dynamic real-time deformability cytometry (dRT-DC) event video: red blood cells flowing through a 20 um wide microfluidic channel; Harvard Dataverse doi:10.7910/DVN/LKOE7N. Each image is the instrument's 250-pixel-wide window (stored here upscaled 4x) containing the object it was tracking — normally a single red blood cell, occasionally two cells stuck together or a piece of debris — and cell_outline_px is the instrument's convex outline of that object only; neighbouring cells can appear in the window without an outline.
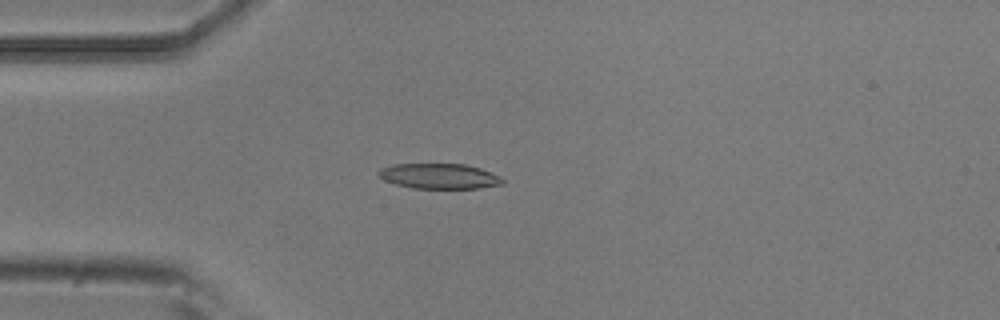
{"species": "common noctule bat (a hibernating species)", "species_latin": "Nyctalus noctula", "temperature_condition": "room temperature", "stored_images_in_passage": 3, "camera_frame_rate_fps": 3000, "um_per_image_px": 0.085, "animal": {"sex": "male", "body_mass_g": 20.5, "forearm_length_mm": 52.5}, "frame": {"image": 1, "passage_image": 3, "time_ms": 0.667, "image_size_px": [1000, 320], "cell_outline_px": [[504, 184], [480, 188], [412, 188], [396, 184], [384, 180], [376, 172], [380, 168], [392, 164], [464, 164], [480, 168], [492, 172], [500, 176], [504, 180]], "centroid_in_image_um": [37.35, 14.97], "position_along_channel_um": 47.7, "area_um2": 18.32}}